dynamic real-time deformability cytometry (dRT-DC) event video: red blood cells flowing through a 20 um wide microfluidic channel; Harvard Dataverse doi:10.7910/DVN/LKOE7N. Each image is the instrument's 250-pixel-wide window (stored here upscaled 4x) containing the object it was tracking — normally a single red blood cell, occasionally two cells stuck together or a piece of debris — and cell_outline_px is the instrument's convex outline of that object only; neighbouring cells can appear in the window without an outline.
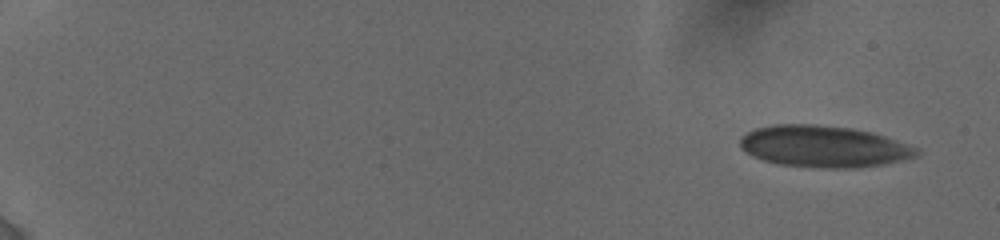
{"species": "human", "species_latin": "Homo sapiens", "temperature_condition": "cold", "stored_images_in_passage": 13, "camera_frame_rate_fps": 3000, "um_per_image_px": 0.085, "donor": {"sex": "female"}, "frame": {"image": 1, "passage_image": 1, "time_ms": 0.0, "image_size_px": [1000, 240], "cell_outline_px": [[920, 156], [904, 160], [884, 164], [856, 168], [824, 168], [780, 164], [764, 160], [752, 156], [740, 148], [740, 136], [756, 128], [772, 124], [812, 124], [852, 128], [872, 132], [920, 148]], "centroid_in_image_um": [70.05, 12.45], "position_along_channel_um": 15.0, "area_um2": 43.06}}
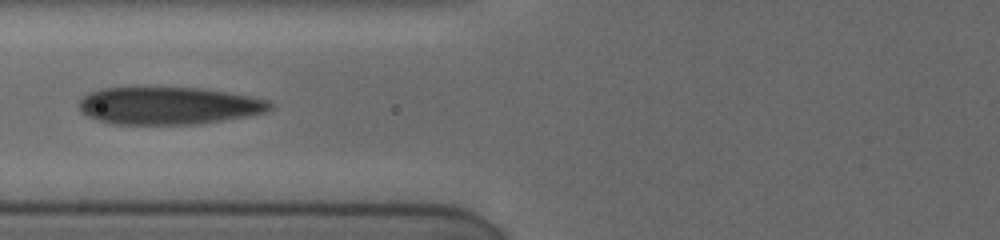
{"frame": {"image": 2, "passage_image": 8, "time_ms": 7.333, "image_size_px": [1000, 240], "cell_outline_px": [[272, 108], [268, 112], [252, 116], [200, 124], [112, 124], [88, 116], [80, 112], [76, 104], [88, 92], [100, 88], [132, 84], [204, 88], [252, 96], [268, 100], [272, 104]], "centroid_in_image_um": [14.3, 8.93], "position_along_channel_um": 111.5, "area_um2": 43.7}}
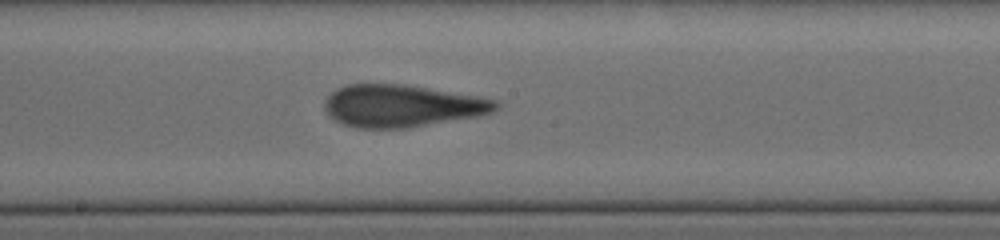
{"frame": {"image": 3, "passage_image": 13, "time_ms": 10.0, "image_size_px": [1000, 240], "cell_outline_px": [[500, 108], [496, 112], [480, 116], [408, 128], [356, 128], [344, 124], [336, 120], [324, 108], [324, 100], [336, 88], [348, 84], [400, 84], [476, 96], [496, 100], [500, 104]], "centroid_in_image_um": [34.2, 9.01], "position_along_channel_um": 214.0, "area_um2": 42.08}}